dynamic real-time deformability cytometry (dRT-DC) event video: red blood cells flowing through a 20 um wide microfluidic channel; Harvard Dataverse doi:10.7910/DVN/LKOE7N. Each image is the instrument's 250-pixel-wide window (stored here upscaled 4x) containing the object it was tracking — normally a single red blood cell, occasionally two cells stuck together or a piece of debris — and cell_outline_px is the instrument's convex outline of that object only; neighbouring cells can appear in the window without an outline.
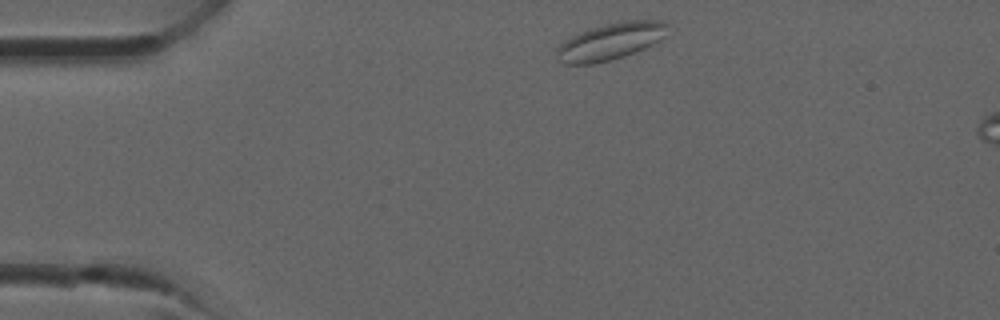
{"species": "common noctule bat (a hibernating species)", "species_latin": "Nyctalus noctula", "temperature_condition": "room temperature", "stored_images_in_passage": 5, "camera_frame_rate_fps": 3000, "um_per_image_px": 0.085, "animal": {"sex": "male", "forearm_length_mm": 52.5}, "frame": {"image": 1, "passage_image": 1, "time_ms": 0.0, "image_size_px": [1000, 320], "cell_outline_px": [[668, 24], [664, 36], [652, 44], [644, 48], [624, 56], [592, 64], [564, 64], [556, 60], [556, 48], [564, 40], [580, 32], [604, 24], [628, 20], [664, 20]], "centroid_in_image_um": [51.85, 3.52], "position_along_channel_um": 33.1, "area_um2": 23.7}}